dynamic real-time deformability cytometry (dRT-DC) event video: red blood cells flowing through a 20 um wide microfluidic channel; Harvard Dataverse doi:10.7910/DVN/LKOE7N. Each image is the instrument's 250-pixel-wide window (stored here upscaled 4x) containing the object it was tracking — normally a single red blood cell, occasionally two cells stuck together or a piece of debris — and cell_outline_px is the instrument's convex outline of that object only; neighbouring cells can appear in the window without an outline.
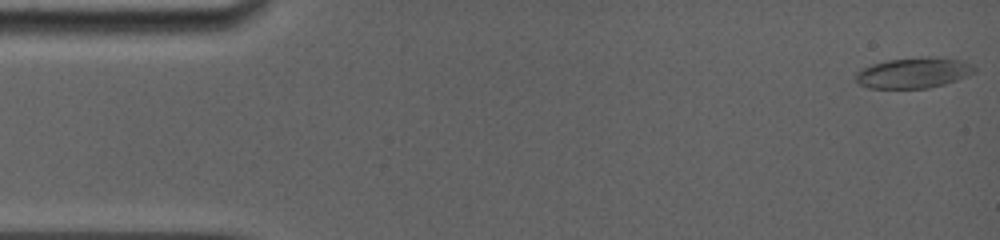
{"species": "common noctule bat (a hibernating species)", "species_latin": "Nyctalus noctula", "temperature_condition": "room temperature", "stored_images_in_passage": 10, "camera_frame_rate_fps": 5000, "um_per_image_px": 0.085, "animal": {"sex": "female", "body_mass_g": 19.0, "forearm_length_mm": 56.7}, "frame": {"image": 1, "passage_image": 1, "time_ms": 0.0, "image_size_px": [1000, 240], "cell_outline_px": [[976, 72], [956, 80], [944, 84], [928, 88], [868, 88], [860, 84], [856, 80], [856, 72], [872, 64], [888, 60], [924, 56], [928, 56], [960, 60], [972, 64], [976, 68]], "centroid_in_image_um": [77.67, 6.18], "position_along_channel_um": 7.3, "area_um2": 21.1}}